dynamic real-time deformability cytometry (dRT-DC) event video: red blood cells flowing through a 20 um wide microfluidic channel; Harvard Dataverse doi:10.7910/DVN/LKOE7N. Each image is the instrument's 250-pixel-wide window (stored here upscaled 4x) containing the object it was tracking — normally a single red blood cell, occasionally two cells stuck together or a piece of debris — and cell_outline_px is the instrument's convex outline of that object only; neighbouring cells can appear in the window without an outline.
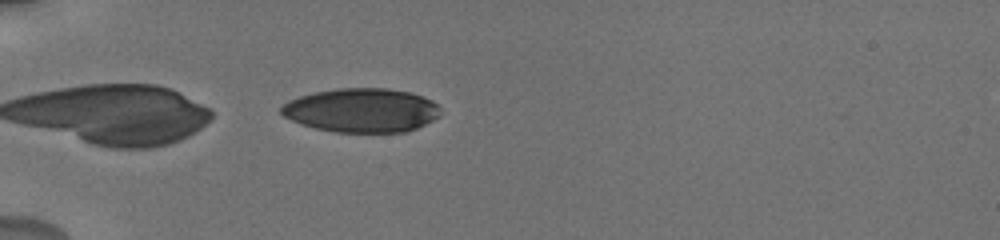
{"species": "human", "species_latin": "Homo sapiens", "temperature_condition": "cold", "stored_images_in_passage": 10, "camera_frame_rate_fps": 3000, "um_per_image_px": 0.085, "donor": {"sex": "male"}, "frame": {"image": 1, "passage_image": 10, "time_ms": 5.667, "image_size_px": [1000, 240], "cell_outline_px": [[440, 116], [416, 128], [404, 132], [336, 132], [316, 128], [300, 124], [284, 116], [280, 112], [280, 108], [288, 100], [300, 96], [316, 92], [340, 88], [388, 88], [408, 92], [424, 96], [432, 100], [440, 108]], "centroid_in_image_um": [30.74, 9.37], "position_along_channel_um": 54.3, "area_um2": 40.75}}